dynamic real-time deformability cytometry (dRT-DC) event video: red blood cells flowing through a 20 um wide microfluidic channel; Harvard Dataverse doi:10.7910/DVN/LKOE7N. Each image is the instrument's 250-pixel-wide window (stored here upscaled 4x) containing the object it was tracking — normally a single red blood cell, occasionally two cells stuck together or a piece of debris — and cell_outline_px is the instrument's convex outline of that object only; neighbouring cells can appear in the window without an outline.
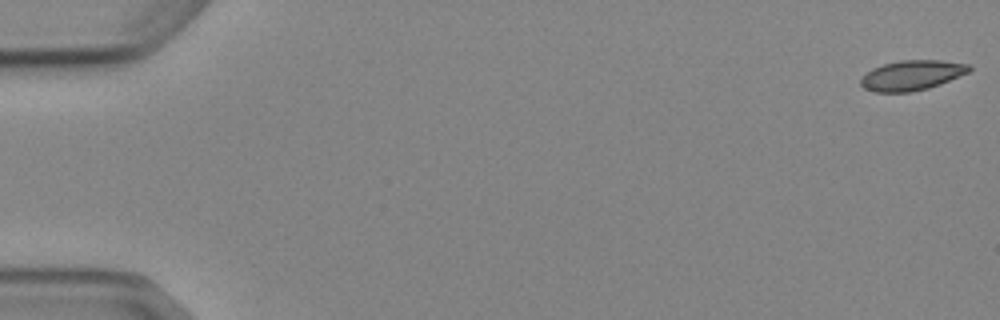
{"species": "Egyptian fruit bat (a non-hibernating species)", "species_latin": "Rousettus aegyptiacus", "temperature_condition": "cold", "stored_images_in_passage": 9, "camera_frame_rate_fps": 3000, "um_per_image_px": 0.085, "animal": {"sex": "female"}, "frame": {"image": 1, "passage_image": 1, "time_ms": 0.0, "image_size_px": [1000, 320], "cell_outline_px": [[972, 68], [968, 72], [940, 84], [928, 88], [912, 92], [876, 92], [864, 88], [860, 84], [860, 80], [872, 68], [884, 64], [900, 60], [940, 60], [972, 64]], "centroid_in_image_um": [77.53, 6.39], "position_along_channel_um": 7.5, "area_um2": 18.9}}
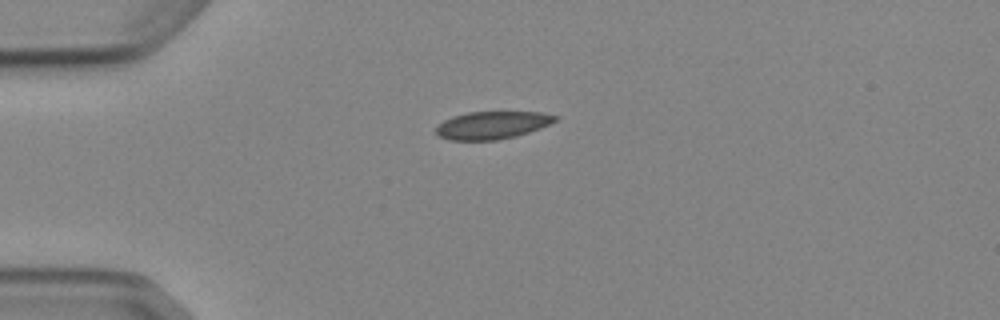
{"frame": {"image": 2, "passage_image": 4, "time_ms": 4.333, "image_size_px": [1000, 320], "cell_outline_px": [[560, 116], [556, 120], [540, 128], [516, 136], [496, 140], [448, 140], [436, 136], [436, 128], [444, 120], [452, 116], [468, 112], [540, 112]], "centroid_in_image_um": [41.81, 10.64], "position_along_channel_um": 43.2, "area_um2": 19.19}}
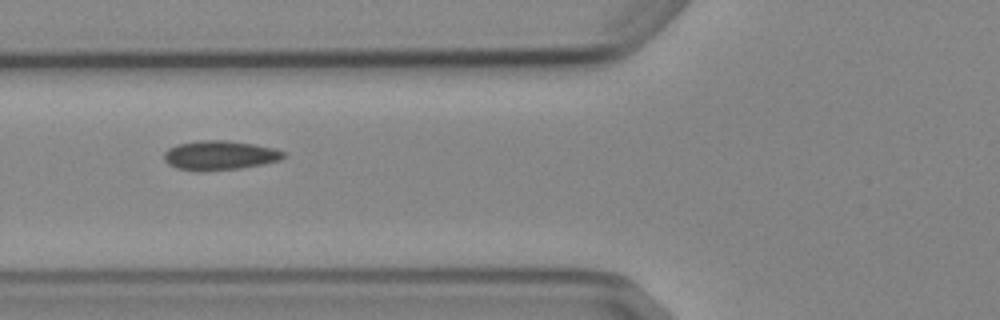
{"frame": {"image": 3, "passage_image": 6, "time_ms": 6.667, "image_size_px": [1000, 320], "cell_outline_px": [[288, 156], [280, 160], [240, 168], [204, 172], [176, 168], [168, 164], [164, 160], [164, 152], [168, 148], [176, 144], [200, 140], [228, 140], [276, 148], [284, 152]], "centroid_in_image_um": [18.66, 13.2], "position_along_channel_um": 107.1, "area_um2": 20.63}}